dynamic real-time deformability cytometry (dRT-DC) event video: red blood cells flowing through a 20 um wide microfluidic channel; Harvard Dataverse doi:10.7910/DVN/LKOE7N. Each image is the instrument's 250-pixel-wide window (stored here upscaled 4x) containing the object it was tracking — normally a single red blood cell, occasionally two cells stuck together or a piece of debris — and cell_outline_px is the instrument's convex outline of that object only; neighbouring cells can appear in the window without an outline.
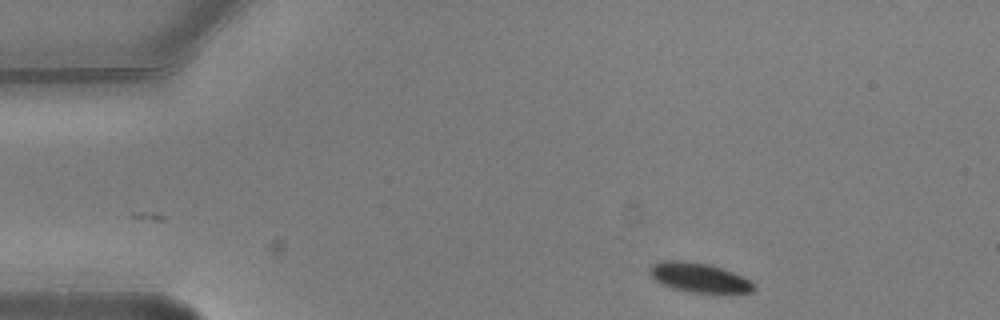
{"species": "common noctule bat (a hibernating species)", "species_latin": "Nyctalus noctula", "temperature_condition": "warm", "stored_images_in_passage": 3, "camera_frame_rate_fps": 3000, "um_per_image_px": 0.085, "animal": {"sex": "male", "body_mass_g": 20.5, "forearm_length_mm": 52.5}, "frame": {"image": 1, "passage_image": 1, "time_ms": 0.0, "image_size_px": [1000, 320], "cell_outline_px": [[756, 288], [752, 292], [692, 292], [672, 288], [660, 284], [648, 272], [652, 264], [664, 260], [680, 260], [708, 264], [732, 272], [748, 280]], "centroid_in_image_um": [59.35, 23.58], "position_along_channel_um": 25.6, "area_um2": 17.46}}
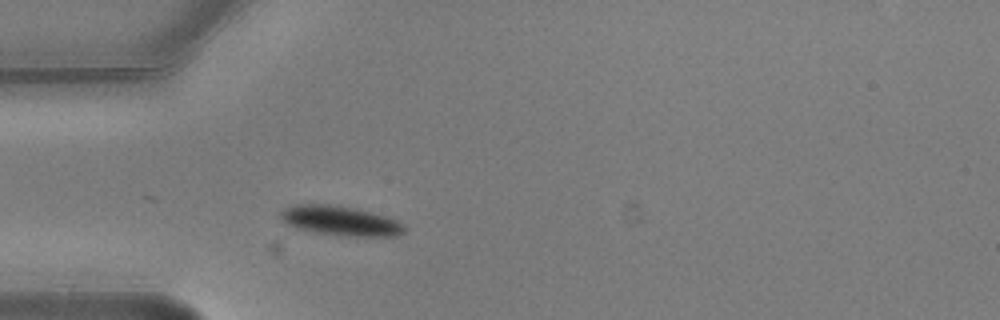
{"frame": {"image": 2, "passage_image": 3, "time_ms": 0.667, "image_size_px": [1000, 320], "cell_outline_px": [[404, 232], [396, 236], [344, 236], [312, 232], [296, 228], [288, 224], [280, 216], [280, 212], [284, 208], [292, 204], [328, 204], [356, 208], [400, 220], [404, 224]], "centroid_in_image_um": [28.94, 18.76], "position_along_channel_um": 56.1, "area_um2": 21.5}}